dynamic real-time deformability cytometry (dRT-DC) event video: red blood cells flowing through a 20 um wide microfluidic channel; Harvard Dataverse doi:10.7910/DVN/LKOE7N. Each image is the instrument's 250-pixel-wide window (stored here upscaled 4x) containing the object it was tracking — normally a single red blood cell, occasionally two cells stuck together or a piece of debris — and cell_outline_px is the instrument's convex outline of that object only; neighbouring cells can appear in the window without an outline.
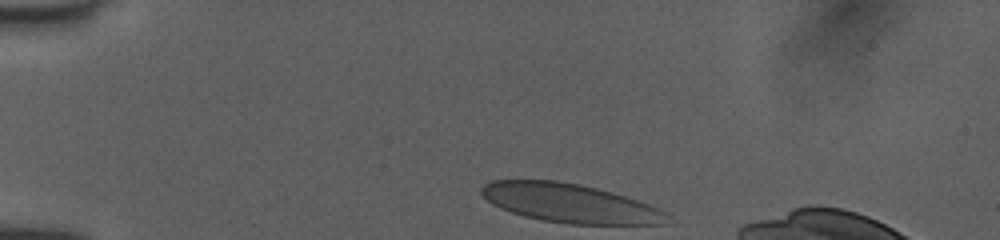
{"species": "human", "species_latin": "Homo sapiens", "temperature_condition": "room temperature", "stored_images_in_passage": 11, "camera_frame_rate_fps": 3000, "um_per_image_px": 0.085, "donor": {"sex": "female"}, "frame": {"image": 1, "passage_image": 1, "time_ms": 0.0, "image_size_px": [1000, 240], "cell_outline_px": [[672, 224], [568, 224], [544, 220], [524, 216], [500, 208], [492, 204], [480, 192], [480, 188], [484, 184], [492, 180], [556, 180], [580, 184], [612, 192], [648, 204], [664, 212]], "centroid_in_image_um": [48.41, 17.27], "position_along_channel_um": 36.6, "area_um2": 41.85}}
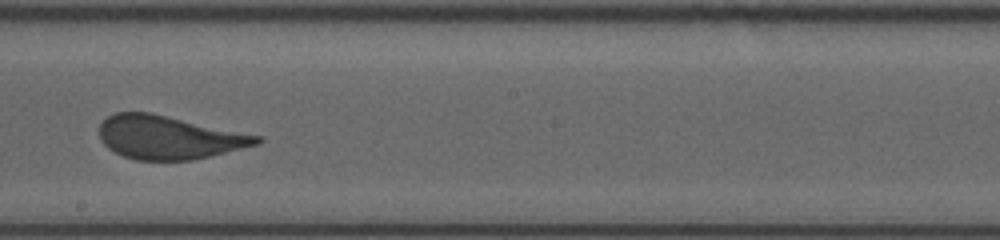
{"frame": {"image": 2, "passage_image": 7, "time_ms": 2.0, "image_size_px": [1000, 240], "cell_outline_px": [[264, 140], [260, 144], [192, 160], [136, 160], [124, 156], [108, 148], [100, 140], [100, 124], [108, 116], [116, 112], [148, 112], [260, 136]], "centroid_in_image_um": [14.34, 11.68], "position_along_channel_um": 233.9, "area_um2": 39.36}}
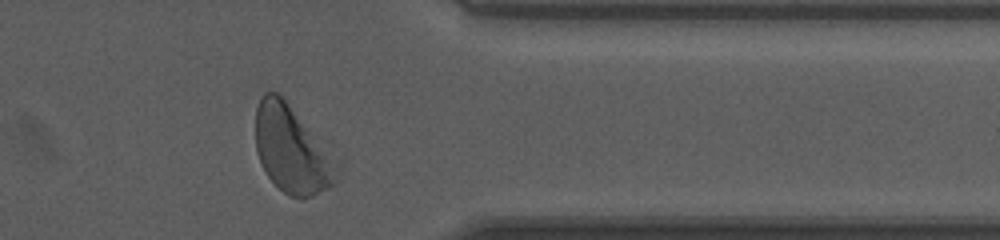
{"frame": {"image": 3, "passage_image": 11, "time_ms": 3.333, "image_size_px": [1000, 240], "cell_outline_px": [[344, 156], [340, 172], [336, 184], [304, 200], [300, 200], [288, 196], [268, 176], [256, 152], [256, 108], [264, 92], [276, 92]], "centroid_in_image_um": [24.99, 12.74], "position_along_channel_um": 386.4, "area_um2": 43.64}}